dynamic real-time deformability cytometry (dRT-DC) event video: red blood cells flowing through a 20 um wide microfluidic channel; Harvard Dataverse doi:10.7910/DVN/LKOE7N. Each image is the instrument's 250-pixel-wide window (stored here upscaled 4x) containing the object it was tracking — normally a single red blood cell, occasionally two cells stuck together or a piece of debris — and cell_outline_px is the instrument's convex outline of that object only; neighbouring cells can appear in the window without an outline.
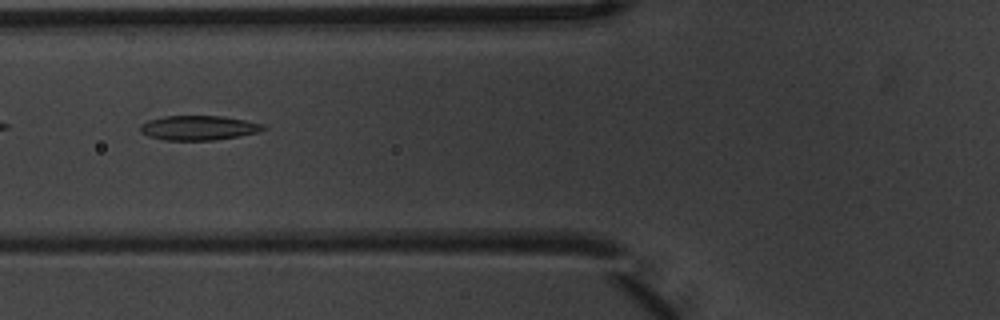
{"species": "common noctule bat (a hibernating species)", "species_latin": "Nyctalus noctula", "temperature_condition": "warm", "stored_images_in_passage": 11, "camera_frame_rate_fps": 3000, "um_per_image_px": 0.085, "animal": {"sex": "male", "body_mass_g": 20.1, "forearm_length_mm": 53.5}, "frame": {"image": 1, "passage_image": 2, "time_ms": 0.333, "image_size_px": [1000, 320], "cell_outline_px": [[268, 128], [260, 132], [216, 140], [164, 140], [148, 136], [140, 132], [140, 124], [148, 120], [164, 116], [220, 116], [244, 120], [264, 124]], "centroid_in_image_um": [16.88, 10.87], "position_along_channel_um": 108.9, "area_um2": 17.69}}
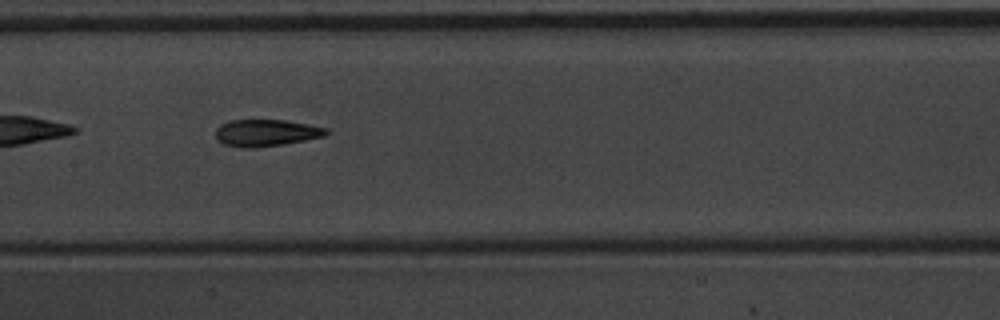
{"frame": {"image": 2, "passage_image": 4, "time_ms": 1.0, "image_size_px": [1000, 320], "cell_outline_px": [[332, 132], [324, 136], [284, 144], [256, 148], [244, 148], [224, 144], [216, 140], [216, 128], [220, 124], [228, 120], [284, 120], [308, 124], [328, 128]], "centroid_in_image_um": [22.62, 11.29], "position_along_channel_um": 184.8, "area_um2": 17.51}}
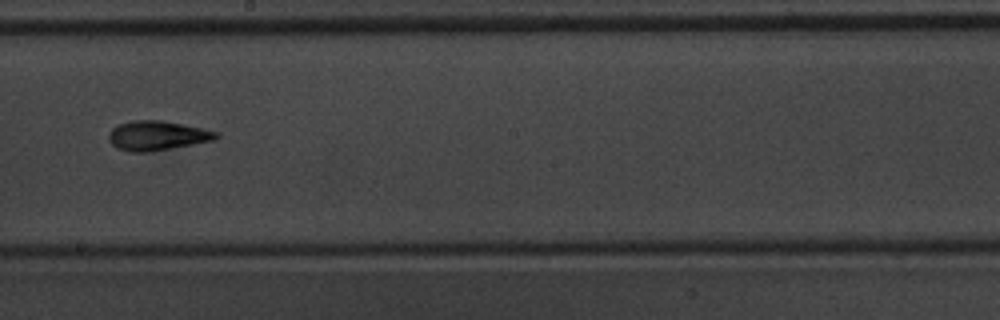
{"frame": {"image": 3, "passage_image": 5, "time_ms": 1.333, "image_size_px": [1000, 320], "cell_outline_px": [[220, 136], [212, 140], [192, 144], [148, 152], [128, 152], [116, 148], [108, 140], [108, 132], [112, 128], [120, 124], [132, 120], [160, 120], [220, 132]], "centroid_in_image_um": [13.3, 11.53], "position_along_channel_um": 234.9, "area_um2": 18.32}}